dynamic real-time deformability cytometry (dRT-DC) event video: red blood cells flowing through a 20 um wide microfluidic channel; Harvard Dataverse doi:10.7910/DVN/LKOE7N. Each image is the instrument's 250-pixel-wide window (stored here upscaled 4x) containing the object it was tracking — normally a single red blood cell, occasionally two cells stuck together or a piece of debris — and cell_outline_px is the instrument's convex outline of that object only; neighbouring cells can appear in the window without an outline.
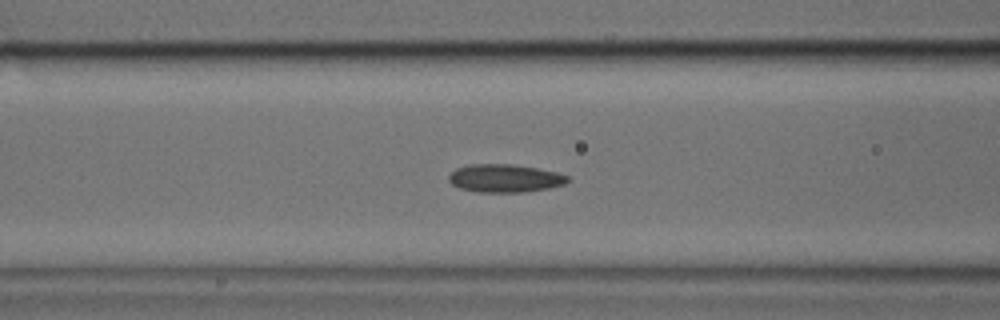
{"species": "common noctule bat (a hibernating species)", "species_latin": "Nyctalus noctula", "temperature_condition": "cold", "stored_images_in_passage": 50, "camera_frame_rate_fps": 3000, "um_per_image_px": 0.085, "animal": {"sex": "male", "body_mass_g": 17.9, "forearm_length_mm": 54.2}, "frame": {"image": 1, "passage_image": 19, "time_ms": 6.0, "image_size_px": [1000, 320], "cell_outline_px": [[572, 180], [564, 184], [548, 188], [524, 192], [476, 192], [460, 188], [452, 184], [448, 180], [448, 176], [456, 168], [468, 164], [512, 164], [536, 168], [556, 172], [568, 176]], "centroid_in_image_um": [42.9, 15.15], "position_along_channel_um": 123.7, "area_um2": 19.48}}
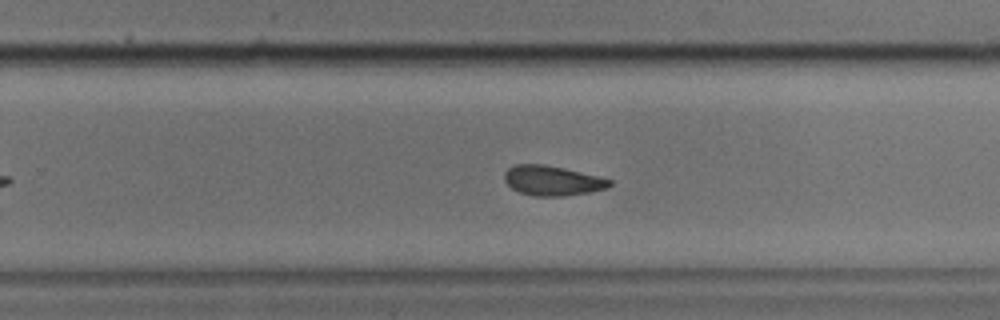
{"frame": {"image": 2, "passage_image": 31, "time_ms": 10.0, "image_size_px": [1000, 320], "cell_outline_px": [[612, 184], [608, 188], [588, 192], [564, 196], [532, 196], [520, 192], [512, 188], [504, 180], [504, 172], [508, 168], [516, 164], [544, 164], [564, 168], [600, 176], [612, 180]], "centroid_in_image_um": [46.95, 15.35], "position_along_channel_um": 282.8, "area_um2": 18.38}}
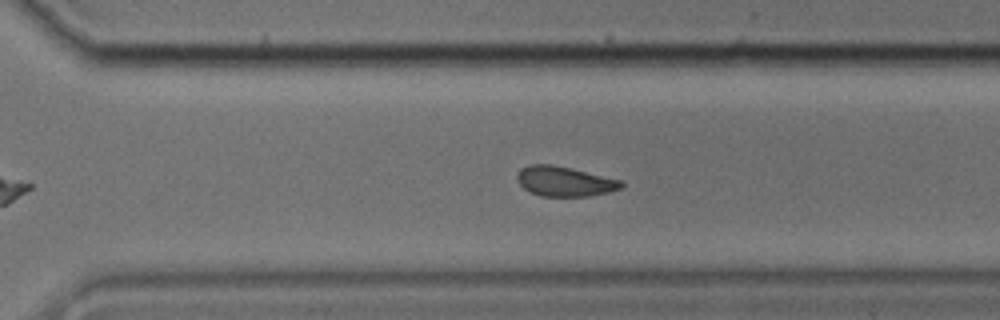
{"frame": {"image": 3, "passage_image": 34, "time_ms": 11.0, "image_size_px": [1000, 320], "cell_outline_px": [[624, 184], [620, 188], [608, 192], [588, 196], [540, 196], [524, 188], [516, 180], [516, 176], [528, 164], [552, 164], [624, 180]], "centroid_in_image_um": [48.01, 15.41], "position_along_channel_um": 322.6, "area_um2": 18.03}}